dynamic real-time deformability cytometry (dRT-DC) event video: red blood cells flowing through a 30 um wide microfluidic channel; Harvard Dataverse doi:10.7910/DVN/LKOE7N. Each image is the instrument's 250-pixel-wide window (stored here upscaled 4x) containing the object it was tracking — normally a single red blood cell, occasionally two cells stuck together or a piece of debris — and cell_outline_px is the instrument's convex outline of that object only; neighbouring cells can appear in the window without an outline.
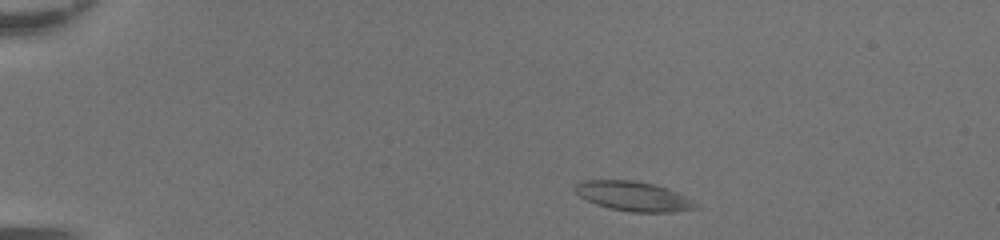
{"species": "common noctule bat (a hibernating species)", "species_latin": "Nyctalus noctula", "temperature_condition": "room temperature", "stored_images_in_passage": 42, "camera_frame_rate_fps": 3000, "um_per_image_px": 0.085, "animal": {"sex": "female", "body_mass_g": 20.0, "forearm_length_mm": 54.0}, "frame": {"image": 1, "passage_image": 3, "time_ms": 0.667, "image_size_px": [1000, 240], "cell_outline_px": [[700, 208], [676, 212], [632, 212], [608, 208], [596, 204], [580, 196], [572, 188], [576, 184], [584, 180], [636, 180], [656, 184], [668, 188], [700, 204]], "centroid_in_image_um": [53.88, 16.68], "position_along_channel_um": 31.1, "area_um2": 21.04}}
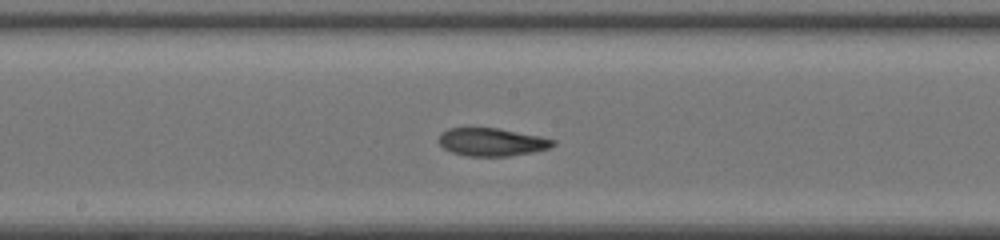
{"frame": {"image": 2, "passage_image": 21, "time_ms": 6.667, "image_size_px": [1000, 240], "cell_outline_px": [[556, 144], [548, 148], [532, 152], [512, 156], [468, 156], [452, 152], [444, 148], [436, 140], [440, 132], [448, 128], [496, 128], [540, 136], [556, 140]], "centroid_in_image_um": [41.77, 12.07], "position_along_channel_um": 206.4, "area_um2": 18.67}}
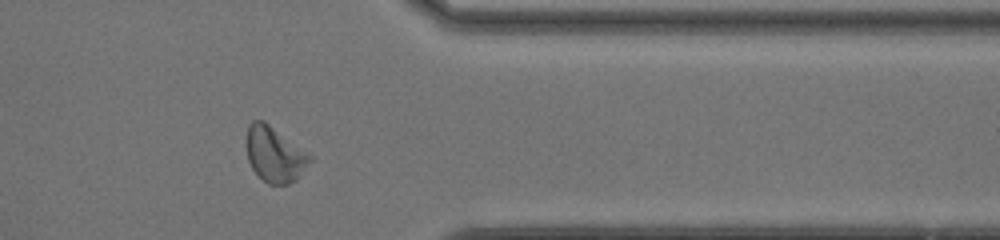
{"frame": {"image": 3, "passage_image": 34, "time_ms": 11.0, "image_size_px": [1000, 240], "cell_outline_px": [[312, 160], [300, 176], [296, 180], [288, 184], [268, 184], [252, 168], [248, 160], [248, 124], [252, 120], [264, 120], [312, 156]], "centroid_in_image_um": [23.37, 13.12], "position_along_channel_um": 388.0, "area_um2": 20.11}, "authors_computed_cell_mechanics": {"area_um2": 19.6809, "velocity_mm_per_s": 4.3613, "shape_relaxation_time_tau1_ms": 3.3562, "shape_relaxation_time_tau2_ms": 2.045, "deformation_change_tau1": 0.1354, "deformation_change_tau2": 0.0978}}